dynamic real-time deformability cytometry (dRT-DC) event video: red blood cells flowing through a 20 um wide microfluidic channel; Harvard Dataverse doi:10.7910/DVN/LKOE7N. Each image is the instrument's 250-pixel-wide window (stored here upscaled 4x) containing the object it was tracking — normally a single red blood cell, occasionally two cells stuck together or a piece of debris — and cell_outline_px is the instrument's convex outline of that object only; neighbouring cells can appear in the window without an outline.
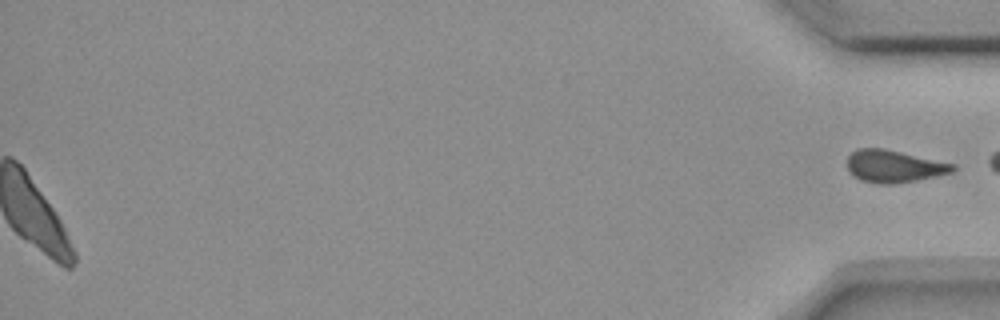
{"species": "common noctule bat (a hibernating species)", "species_latin": "Nyctalus noctula", "temperature_condition": "room temperature", "stored_images_in_passage": 56, "segment_of_instrument_passage": [2, 2], "camera_frame_rate_fps": 3000, "um_per_image_px": 0.085, "animal": {"sex": "female", "body_mass_g": 18.4}, "frame": {"image": 1, "passage_image": 56, "time_ms": 18.333, "image_size_px": [1000, 320], "cell_outline_px": [[956, 168], [952, 172], [936, 176], [916, 180], [892, 184], [880, 184], [860, 180], [852, 176], [848, 172], [848, 156], [852, 152], [860, 148], [884, 148], [956, 164]], "centroid_in_image_um": [75.98, 14.13], "position_along_channel_um": 359.2, "area_um2": 19.94}}